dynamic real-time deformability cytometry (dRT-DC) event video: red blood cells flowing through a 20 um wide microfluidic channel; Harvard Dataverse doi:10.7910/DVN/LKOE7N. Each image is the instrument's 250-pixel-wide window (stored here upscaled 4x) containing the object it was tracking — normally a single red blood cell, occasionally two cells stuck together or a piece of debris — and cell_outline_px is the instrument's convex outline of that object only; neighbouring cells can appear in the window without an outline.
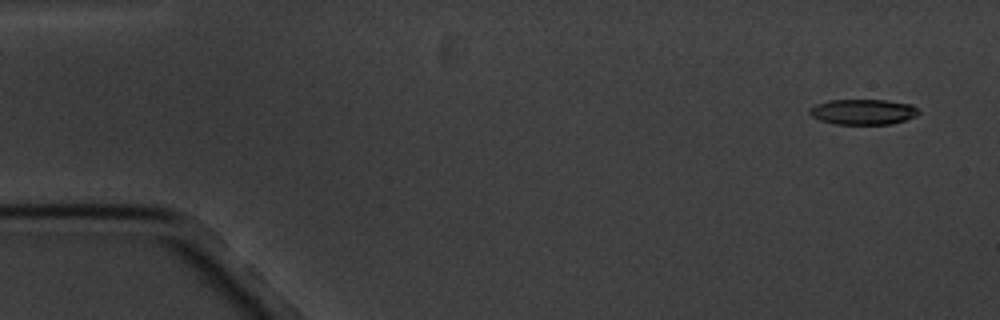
{"species": "common noctule bat (a hibernating species)", "species_latin": "Nyctalus noctula", "temperature_condition": "cold", "stored_images_in_passage": 4, "camera_frame_rate_fps": 3000, "um_per_image_px": 0.085, "animal": {"sex": "male", "body_mass_g": 20.1, "forearm_length_mm": 53.5}, "frame": {"image": 1, "passage_image": 1, "time_ms": 0.0, "image_size_px": [1000, 320], "cell_outline_px": [[920, 112], [916, 116], [892, 124], [836, 124], [820, 120], [812, 116], [808, 112], [808, 108], [816, 104], [828, 100], [884, 100], [912, 104]], "centroid_in_image_um": [73.34, 9.5], "position_along_channel_um": 11.7, "area_um2": 16.18}}